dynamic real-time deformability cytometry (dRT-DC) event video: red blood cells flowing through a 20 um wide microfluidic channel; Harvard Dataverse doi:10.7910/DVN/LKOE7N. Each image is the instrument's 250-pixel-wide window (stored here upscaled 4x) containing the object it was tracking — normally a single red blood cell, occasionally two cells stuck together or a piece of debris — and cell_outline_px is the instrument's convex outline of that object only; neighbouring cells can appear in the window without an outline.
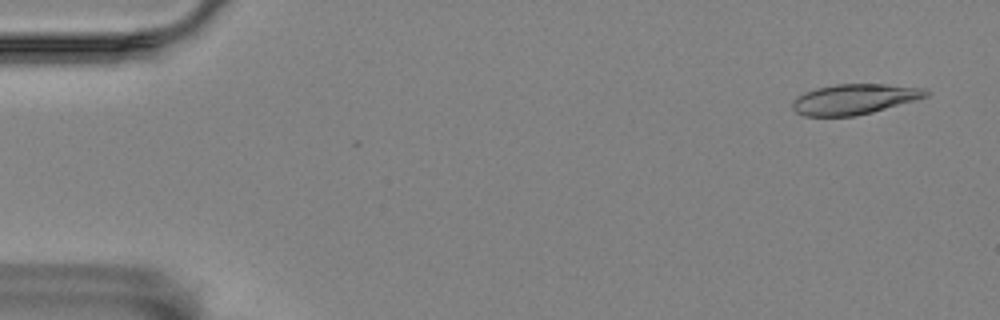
{"species": "Egyptian fruit bat (a non-hibernating species)", "species_latin": "Rousettus aegyptiacus", "temperature_condition": "room temperature", "stored_images_in_passage": 56, "camera_frame_rate_fps": 3000, "um_per_image_px": 0.085, "animal": {"sex": "female"}, "frame": {"image": 1, "passage_image": 3, "time_ms": 0.667, "image_size_px": [1000, 320], "cell_outline_px": [[928, 96], [916, 100], [872, 112], [856, 116], [804, 116], [796, 112], [792, 108], [792, 100], [796, 96], [804, 92], [816, 88], [836, 84], [884, 84], [924, 88], [928, 92]], "centroid_in_image_um": [72.58, 8.43], "position_along_channel_um": 12.4, "area_um2": 23.64}}
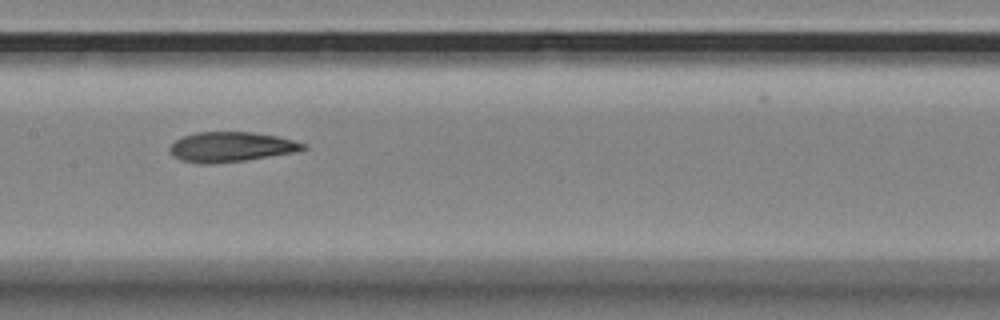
{"frame": {"image": 2, "passage_image": 28, "time_ms": 9.0, "image_size_px": [1000, 320], "cell_outline_px": [[308, 148], [296, 152], [244, 160], [212, 164], [200, 164], [180, 160], [172, 156], [168, 148], [176, 140], [184, 136], [196, 132], [252, 132], [276, 136], [308, 144]], "centroid_in_image_um": [19.63, 12.49], "position_along_channel_um": 187.8, "area_um2": 23.29}}
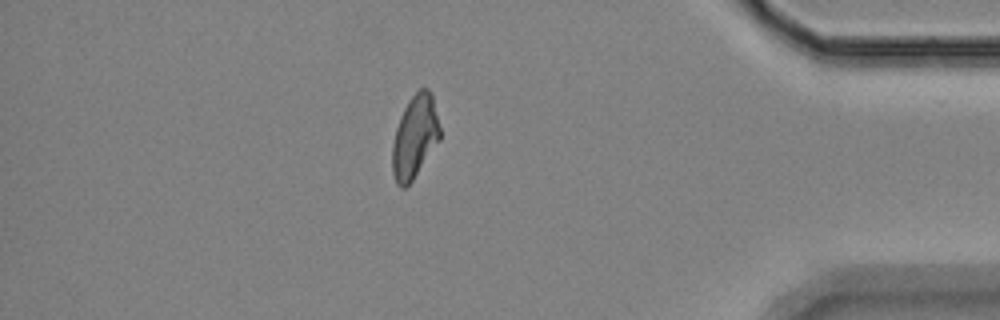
{"frame": {"image": 3, "passage_image": 49, "time_ms": 16.0, "image_size_px": [1000, 320], "cell_outline_px": [[440, 140], [412, 180], [404, 188], [400, 188], [396, 184], [392, 172], [392, 144], [396, 128], [400, 116], [408, 100], [420, 88], [428, 88], [432, 92], [440, 128]], "centroid_in_image_um": [35.25, 11.62], "position_along_channel_um": 399.9, "area_um2": 23.06}, "authors_computed_cell_mechanics": {"area_um2": 23.6402, "velocity_mm_per_s": 3.5209, "shape_relaxation_time_tau1_ms": 9.1445, "shape_relaxation_time_tau2_ms": 4.0285, "deformation_change_tau1": 0.2098, "deformation_change_tau2": 0.116}}